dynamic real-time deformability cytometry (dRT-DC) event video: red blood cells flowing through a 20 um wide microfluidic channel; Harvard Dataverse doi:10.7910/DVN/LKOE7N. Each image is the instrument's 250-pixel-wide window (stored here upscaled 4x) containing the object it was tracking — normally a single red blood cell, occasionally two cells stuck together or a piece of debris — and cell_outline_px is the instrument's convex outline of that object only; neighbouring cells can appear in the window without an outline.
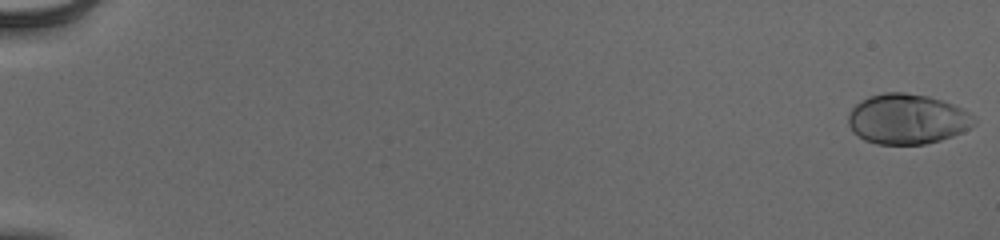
{"species": "human", "species_latin": "Homo sapiens", "temperature_condition": "cold", "stored_images_in_passage": 55, "camera_frame_rate_fps": 3000, "um_per_image_px": 0.085, "donor": {"sex": "male"}, "frame": {"image": 1, "passage_image": 1, "time_ms": 0.0, "image_size_px": [1000, 240], "cell_outline_px": [[976, 124], [952, 136], [940, 140], [924, 144], [876, 144], [864, 140], [852, 132], [848, 124], [848, 116], [852, 108], [860, 100], [868, 96], [884, 92], [904, 92], [928, 96], [944, 100], [976, 116]], "centroid_in_image_um": [77.09, 10.11], "position_along_channel_um": 7.9, "area_um2": 36.99}}
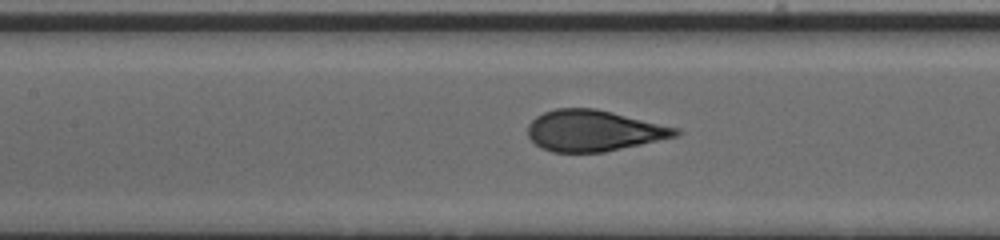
{"frame": {"image": 2, "passage_image": 28, "time_ms": 9.0, "image_size_px": [1000, 240], "cell_outline_px": [[684, 132], [676, 136], [604, 152], [552, 152], [540, 148], [528, 136], [528, 124], [536, 116], [544, 112], [556, 108], [596, 108], [680, 128]], "centroid_in_image_um": [50.46, 11.1], "position_along_channel_um": 156.9, "area_um2": 35.43}}
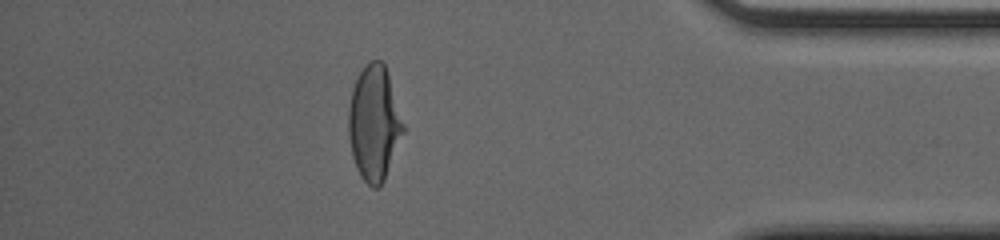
{"frame": {"image": 3, "passage_image": 49, "time_ms": 16.0, "image_size_px": [1000, 240], "cell_outline_px": [[404, 132], [384, 180], [376, 188], [372, 188], [360, 176], [356, 168], [352, 156], [348, 136], [348, 108], [352, 88], [364, 64], [372, 60], [380, 60], [384, 64], [404, 124]], "centroid_in_image_um": [31.77, 10.48], "position_along_channel_um": 403.4, "area_um2": 36.41}, "authors_computed_cell_mechanics": {"area_um2": 36.0094, "velocity_mm_per_s": 3.9547, "shape_relaxation_time_tau1_ms": 6.3493, "shape_relaxation_time_tau2_ms": null, "deformation_change_tau1": 0.2412, "deformation_change_tau2": null}}